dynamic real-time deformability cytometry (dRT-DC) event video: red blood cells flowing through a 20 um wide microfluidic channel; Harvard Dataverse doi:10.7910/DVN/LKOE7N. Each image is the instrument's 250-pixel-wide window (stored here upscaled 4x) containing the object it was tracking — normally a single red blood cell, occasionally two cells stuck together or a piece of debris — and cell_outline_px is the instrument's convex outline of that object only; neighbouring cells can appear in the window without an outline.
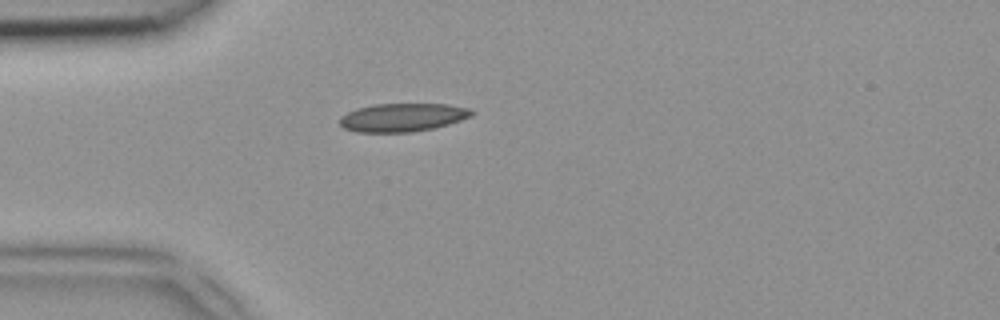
{"species": "common noctule bat (a hibernating species)", "species_latin": "Nyctalus noctula", "temperature_condition": "room temperature", "stored_images_in_passage": 36, "camera_frame_rate_fps": 3000, "um_per_image_px": 0.085, "animal": {"sex": "female", "body_mass_g": 18.4}, "frame": {"image": 1, "passage_image": 1, "time_ms": 0.0, "image_size_px": [1000, 320], "cell_outline_px": [[476, 112], [472, 116], [436, 128], [412, 132], [356, 132], [344, 128], [340, 124], [340, 116], [356, 108], [372, 104], [448, 104], [472, 108]], "centroid_in_image_um": [34.25, 9.97], "position_along_channel_um": 50.8, "area_um2": 22.02}}
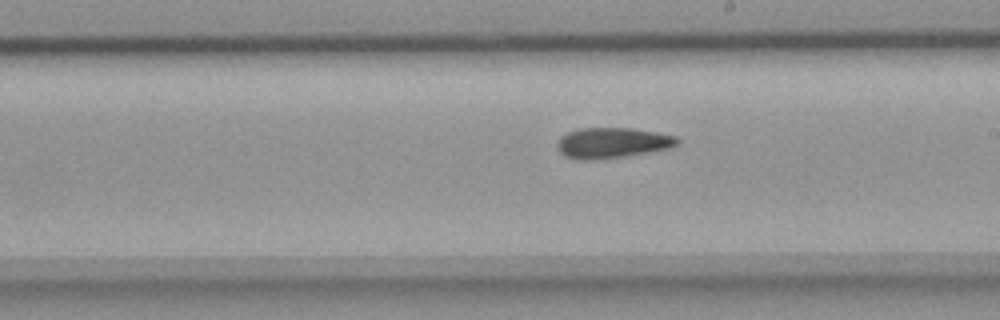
{"frame": {"image": 2, "passage_image": 15, "time_ms": 4.667, "image_size_px": [1000, 320], "cell_outline_px": [[680, 140], [672, 148], [628, 156], [588, 160], [580, 160], [564, 156], [560, 152], [556, 144], [560, 136], [568, 132], [580, 128], [632, 128], [676, 136]], "centroid_in_image_um": [52.03, 12.15], "position_along_channel_um": 237.0, "area_um2": 21.44}}
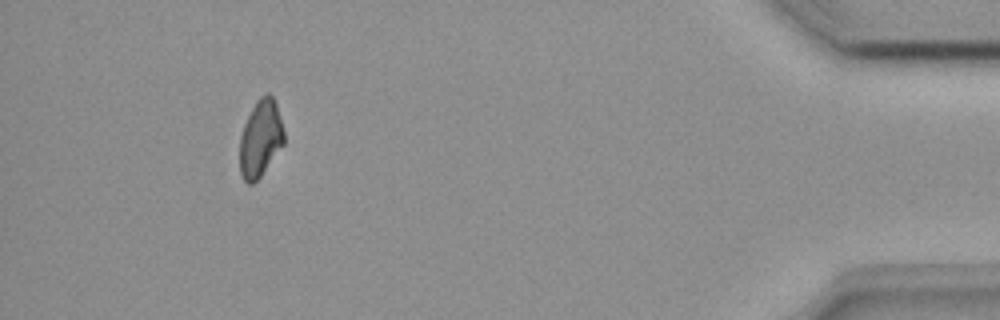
{"frame": {"image": 3, "passage_image": 32, "time_ms": 10.333, "image_size_px": [1000, 320], "cell_outline_px": [[284, 144], [260, 176], [252, 184], [248, 184], [244, 180], [240, 172], [240, 136], [244, 124], [256, 100], [260, 96], [268, 92], [272, 96], [276, 104], [284, 132]], "centroid_in_image_um": [22.13, 11.76], "position_along_channel_um": 413.1, "area_um2": 19.65}}